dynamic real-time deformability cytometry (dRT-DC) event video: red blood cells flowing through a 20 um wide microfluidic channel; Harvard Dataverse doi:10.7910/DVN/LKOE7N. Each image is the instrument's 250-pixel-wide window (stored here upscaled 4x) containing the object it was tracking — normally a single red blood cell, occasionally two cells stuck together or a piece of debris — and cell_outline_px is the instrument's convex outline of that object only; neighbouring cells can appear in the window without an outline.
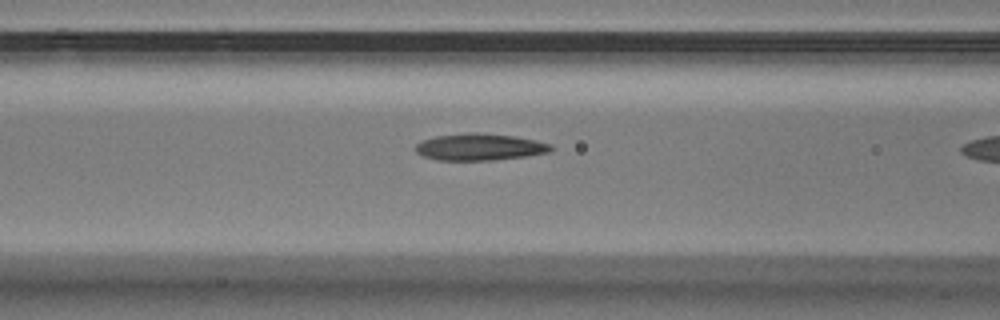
{"species": "Egyptian fruit bat (a non-hibernating species)", "species_latin": "Rousettus aegyptiacus", "temperature_condition": "warm", "stored_images_in_passage": 11, "camera_frame_rate_fps": 3000, "um_per_image_px": 0.085, "animal": {"sex": "male"}, "frame": {"image": 1, "passage_image": 10, "time_ms": 3.0, "image_size_px": [1000, 320], "cell_outline_px": [[556, 148], [548, 152], [524, 156], [492, 160], [436, 160], [424, 156], [416, 152], [416, 144], [424, 140], [436, 136], [468, 132], [476, 132], [512, 136], [536, 140], [552, 144]], "centroid_in_image_um": [40.79, 12.49], "position_along_channel_um": 125.8, "area_um2": 21.04}}